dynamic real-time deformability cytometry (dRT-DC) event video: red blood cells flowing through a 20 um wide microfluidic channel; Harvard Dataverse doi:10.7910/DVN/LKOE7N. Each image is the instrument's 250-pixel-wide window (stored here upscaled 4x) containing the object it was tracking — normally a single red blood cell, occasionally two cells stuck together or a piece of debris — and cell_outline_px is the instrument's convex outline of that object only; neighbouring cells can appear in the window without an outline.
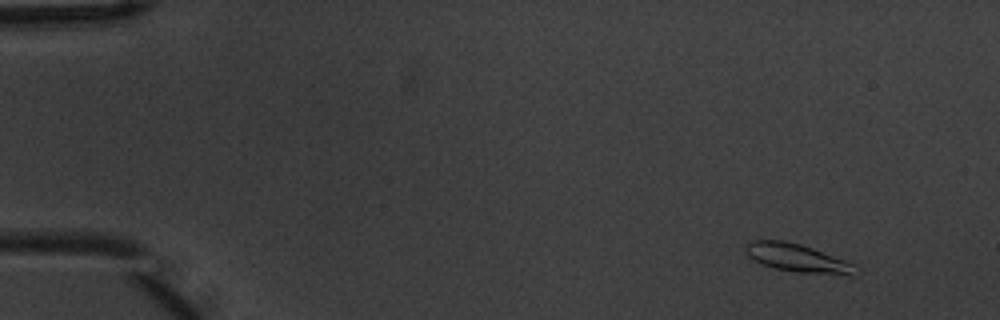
{"species": "common noctule bat (a hibernating species)", "species_latin": "Nyctalus noctula", "temperature_condition": "warm", "stored_images_in_passage": 7, "camera_frame_rate_fps": 3000, "um_per_image_px": 0.085, "animal": {"sex": "male", "body_mass_g": 20.1, "forearm_length_mm": 53.5}, "frame": {"image": 1, "passage_image": 2, "time_ms": 0.333, "image_size_px": [1000, 320], "cell_outline_px": [[856, 264], [852, 276], [848, 276], [796, 272], [776, 268], [752, 260], [748, 256], [744, 248], [744, 244], [748, 240], [784, 240], [800, 244], [812, 248]], "centroid_in_image_um": [67.74, 21.92], "position_along_channel_um": 17.3, "area_um2": 18.15}}